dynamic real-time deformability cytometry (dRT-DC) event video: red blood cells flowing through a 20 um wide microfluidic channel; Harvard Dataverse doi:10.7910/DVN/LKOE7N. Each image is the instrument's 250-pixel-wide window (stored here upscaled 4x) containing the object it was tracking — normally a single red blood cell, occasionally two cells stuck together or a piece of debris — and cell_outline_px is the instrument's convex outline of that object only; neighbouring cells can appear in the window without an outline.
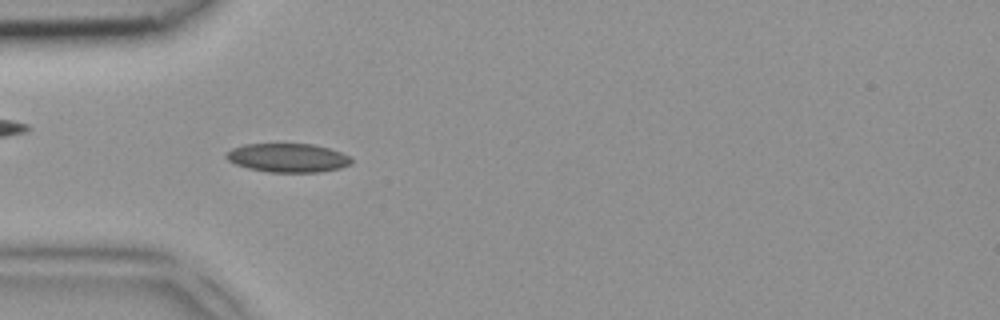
{"species": "common noctule bat (a hibernating species)", "species_latin": "Nyctalus noctula", "temperature_condition": "room temperature", "stored_images_in_passage": 7, "camera_frame_rate_fps": 3000, "um_per_image_px": 0.085, "animal": {"sex": "female", "body_mass_g": 18.4}, "frame": {"image": 1, "passage_image": 4, "time_ms": 1.0, "image_size_px": [1000, 320], "cell_outline_px": [[352, 164], [340, 168], [316, 172], [268, 172], [248, 168], [236, 164], [228, 160], [224, 156], [224, 152], [232, 148], [244, 144], [312, 144], [328, 148], [340, 152], [348, 156], [352, 160]], "centroid_in_image_um": [24.42, 13.41], "position_along_channel_um": 60.6, "area_um2": 20.98}}